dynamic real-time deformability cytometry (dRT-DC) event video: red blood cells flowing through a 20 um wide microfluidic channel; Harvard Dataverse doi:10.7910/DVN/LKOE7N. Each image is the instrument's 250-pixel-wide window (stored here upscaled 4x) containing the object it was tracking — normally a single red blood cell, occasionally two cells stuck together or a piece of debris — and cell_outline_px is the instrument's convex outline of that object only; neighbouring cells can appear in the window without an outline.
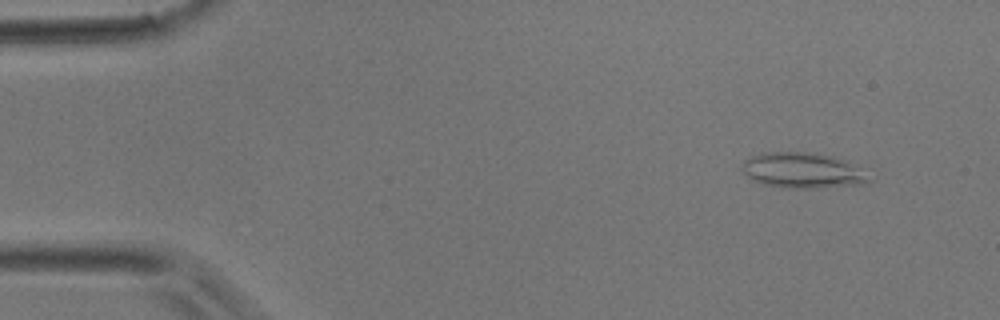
{"species": "common noctule bat (a hibernating species)", "species_latin": "Nyctalus noctula", "temperature_condition": "room temperature", "stored_images_in_passage": 4, "camera_frame_rate_fps": 3000, "um_per_image_px": 0.085, "animal": {"sex": "male", "body_mass_g": 17.9}, "frame": {"image": 1, "passage_image": 4, "time_ms": 1.0, "image_size_px": [1000, 320], "cell_outline_px": [[872, 180], [860, 184], [816, 188], [780, 188], [764, 184], [752, 180], [744, 172], [744, 160], [752, 156], [764, 152], [808, 152], [832, 156], [844, 160], [856, 168]], "centroid_in_image_um": [68.16, 14.49], "position_along_channel_um": 16.8, "area_um2": 25.72}}